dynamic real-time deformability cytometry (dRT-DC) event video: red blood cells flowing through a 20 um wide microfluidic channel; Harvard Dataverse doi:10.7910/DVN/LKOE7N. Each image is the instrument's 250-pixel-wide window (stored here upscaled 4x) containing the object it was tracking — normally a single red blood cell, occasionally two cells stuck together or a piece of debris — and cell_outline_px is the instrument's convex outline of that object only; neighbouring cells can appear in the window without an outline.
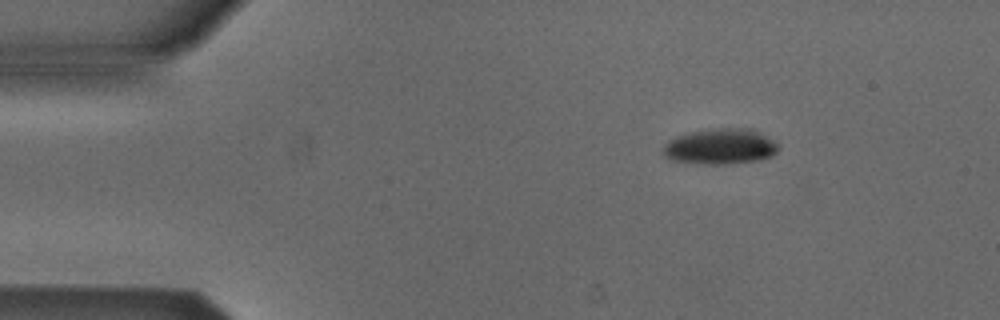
{"species": "Egyptian fruit bat (a non-hibernating species)", "species_latin": "Rousettus aegyptiacus", "temperature_condition": "cold", "stored_images_in_passage": 3, "camera_frame_rate_fps": 3000, "um_per_image_px": 0.085, "animal": {"sex": "male"}, "frame": {"image": 1, "passage_image": 1, "time_ms": 0.0, "image_size_px": [1000, 320], "cell_outline_px": [[780, 148], [772, 156], [760, 160], [728, 164], [704, 164], [672, 160], [664, 156], [664, 144], [668, 140], [676, 136], [692, 132], [720, 128], [748, 128], [772, 140]], "centroid_in_image_um": [61.21, 12.47], "position_along_channel_um": 23.8, "area_um2": 23.64}}